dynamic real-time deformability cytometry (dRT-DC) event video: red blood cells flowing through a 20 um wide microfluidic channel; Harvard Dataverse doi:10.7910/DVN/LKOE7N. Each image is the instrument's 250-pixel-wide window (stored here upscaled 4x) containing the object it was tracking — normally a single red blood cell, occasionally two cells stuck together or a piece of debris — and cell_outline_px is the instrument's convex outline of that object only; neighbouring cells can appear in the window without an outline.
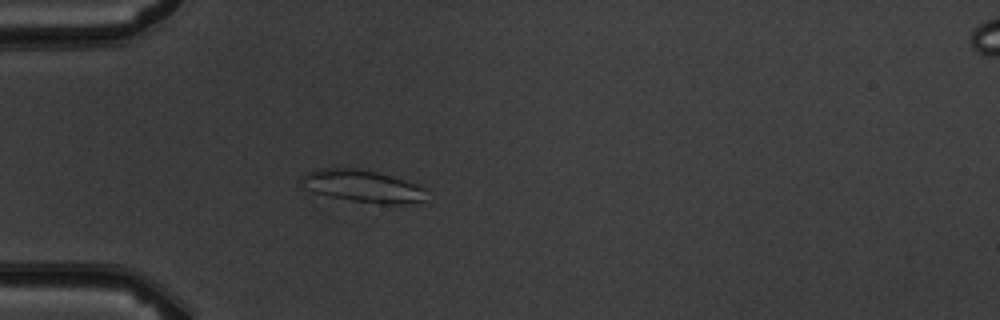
{"species": "common noctule bat (a hibernating species)", "species_latin": "Nyctalus noctula", "temperature_condition": "warm", "stored_images_in_passage": 4, "camera_frame_rate_fps": 3000, "um_per_image_px": 0.085, "animal": {"sex": "male", "body_mass_g": 19.5, "forearm_length_mm": 54.6}, "frame": {"image": 1, "passage_image": 4, "time_ms": 3.333, "image_size_px": [1000, 320], "cell_outline_px": [[428, 188], [424, 200], [408, 204], [380, 204], [352, 200], [328, 196], [312, 192], [300, 188], [296, 184], [300, 176], [304, 172], [320, 168], [360, 168], [376, 172], [404, 180]], "centroid_in_image_um": [30.72, 15.81], "position_along_channel_um": 54.3, "area_um2": 24.1}}